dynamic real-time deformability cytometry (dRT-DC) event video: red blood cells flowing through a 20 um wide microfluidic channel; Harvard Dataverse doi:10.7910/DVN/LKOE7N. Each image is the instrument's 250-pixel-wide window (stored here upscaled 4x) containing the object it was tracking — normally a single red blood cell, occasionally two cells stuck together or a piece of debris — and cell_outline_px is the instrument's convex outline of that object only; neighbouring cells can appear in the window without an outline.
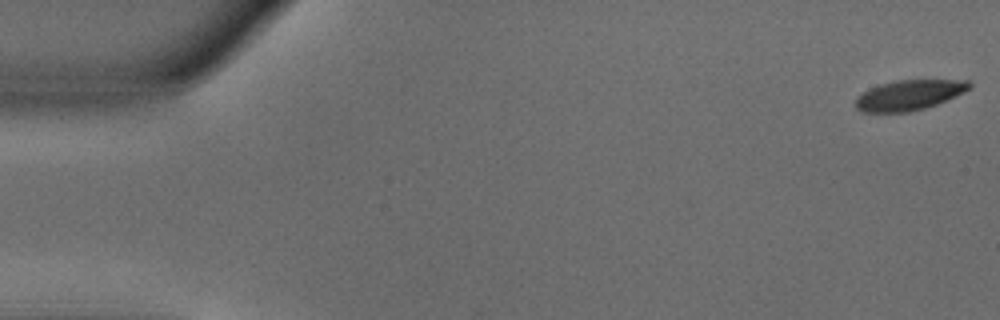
{"species": "common noctule bat (a hibernating species)", "species_latin": "Nyctalus noctula", "temperature_condition": "warm", "stored_images_in_passage": 53, "camera_frame_rate_fps": 3000, "um_per_image_px": 0.085, "animal": {"sex": "male", "body_mass_g": 18.8}, "frame": {"image": 1, "passage_image": 1, "time_ms": 0.0, "image_size_px": [1000, 320], "cell_outline_px": [[972, 88], [956, 96], [936, 104], [924, 108], [908, 112], [860, 112], [856, 108], [856, 96], [880, 84], [896, 80], [968, 80], [972, 84]], "centroid_in_image_um": [77.29, 8.08], "position_along_channel_um": 7.7, "area_um2": 19.94}}
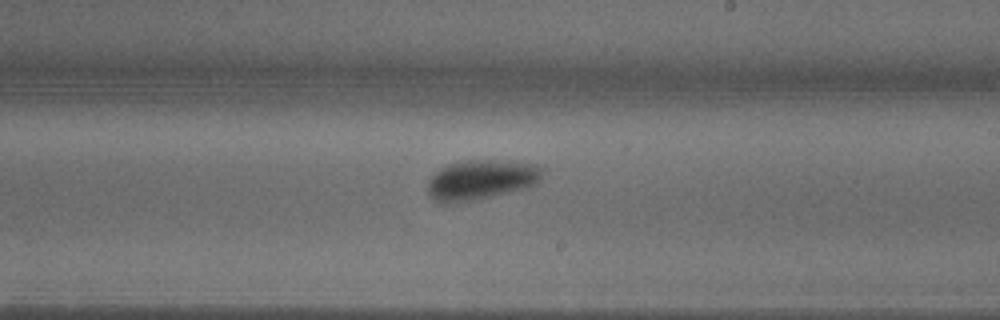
{"frame": {"image": 2, "passage_image": 31, "time_ms": 10.0, "image_size_px": [1000, 320], "cell_outline_px": [[544, 172], [540, 180], [536, 184], [524, 188], [472, 200], [444, 204], [432, 200], [428, 192], [428, 180], [440, 168], [448, 164], [468, 160], [512, 160], [536, 164], [544, 168]], "centroid_in_image_um": [40.91, 15.26], "position_along_channel_um": 248.1, "area_um2": 26.76}}
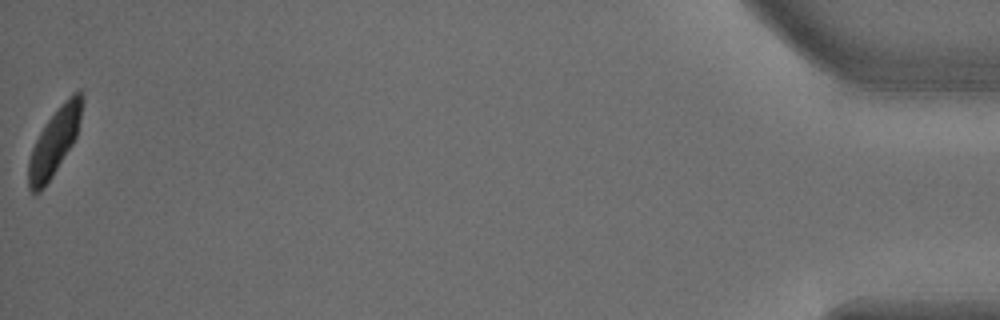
{"frame": {"image": 3, "passage_image": 53, "time_ms": 17.333, "image_size_px": [1000, 320], "cell_outline_px": [[84, 100], [80, 120], [76, 136], [72, 144], [52, 176], [44, 188], [36, 196], [28, 188], [28, 160], [32, 148], [44, 124], [64, 100], [72, 92], [80, 92], [84, 96]], "centroid_in_image_um": [4.61, 12.06], "position_along_channel_um": 430.6, "area_um2": 20.75}, "authors_computed_cell_mechanics": {"area_um2": 23.12, "velocity_mm_per_s": 3.8127, "shape_relaxation_time_tau1_ms": 2.5308, "shape_relaxation_time_tau2_ms": null, "deformation_change_tau1": 0.1159, "deformation_change_tau2": null}}